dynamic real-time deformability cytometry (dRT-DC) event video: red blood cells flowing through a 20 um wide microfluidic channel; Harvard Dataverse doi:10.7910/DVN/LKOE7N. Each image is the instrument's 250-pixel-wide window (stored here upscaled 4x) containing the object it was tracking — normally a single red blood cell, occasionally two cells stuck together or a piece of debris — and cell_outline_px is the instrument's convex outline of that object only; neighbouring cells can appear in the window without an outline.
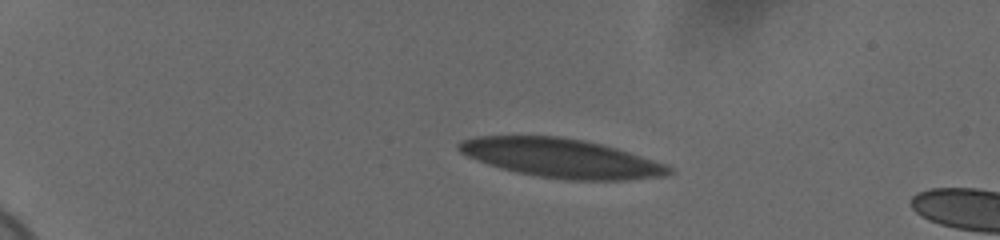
{"species": "human", "species_latin": "Homo sapiens", "temperature_condition": "cold", "stored_images_in_passage": 3, "camera_frame_rate_fps": 3000, "um_per_image_px": 0.085, "donor": {"sex": "female"}, "frame": {"image": 1, "passage_image": 1, "time_ms": 0.0, "image_size_px": [1000, 240], "cell_outline_px": [[676, 172], [668, 176], [628, 180], [568, 180], [536, 176], [516, 172], [488, 164], [476, 160], [460, 152], [456, 148], [456, 144], [460, 140], [476, 136], [560, 136], [584, 140], [616, 148], [668, 164]], "centroid_in_image_um": [47.74, 13.45], "position_along_channel_um": 37.3, "area_um2": 48.09}}